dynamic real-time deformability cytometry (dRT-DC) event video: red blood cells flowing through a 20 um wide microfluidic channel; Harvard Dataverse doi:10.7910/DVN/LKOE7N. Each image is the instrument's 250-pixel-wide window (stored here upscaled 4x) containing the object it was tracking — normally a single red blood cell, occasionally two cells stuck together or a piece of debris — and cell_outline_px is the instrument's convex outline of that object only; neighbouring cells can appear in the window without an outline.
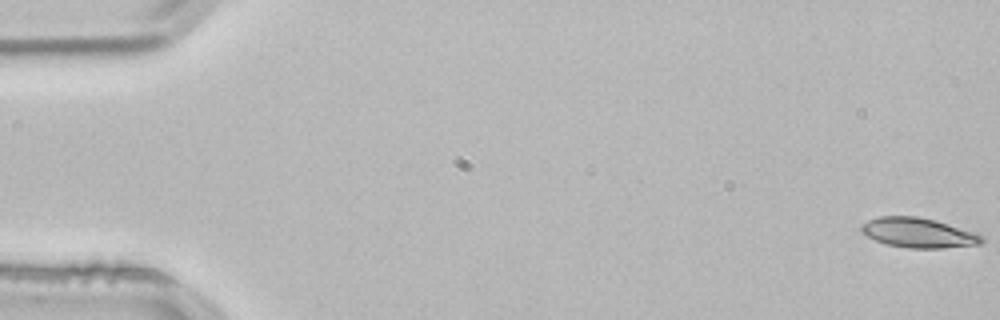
{"species": "common noctule bat (a hibernating species)", "species_latin": "Nyctalus noctula", "temperature_condition": "room temperature", "stored_images_in_passage": 33, "camera_frame_rate_fps": 3000, "um_per_image_px": 0.085, "animal": {"sex": "male", "body_mass_g": 21.5, "forearm_length_mm": 52.0}, "frame": {"image": 1, "passage_image": 1, "time_ms": 0.0, "image_size_px": [1000, 320], "cell_outline_px": [[984, 240], [980, 244], [944, 248], [908, 248], [888, 244], [876, 240], [868, 236], [860, 228], [860, 224], [868, 220], [880, 216], [916, 216], [936, 220], [984, 236]], "centroid_in_image_um": [78.06, 19.78], "position_along_channel_um": 6.9, "area_um2": 20.69}}
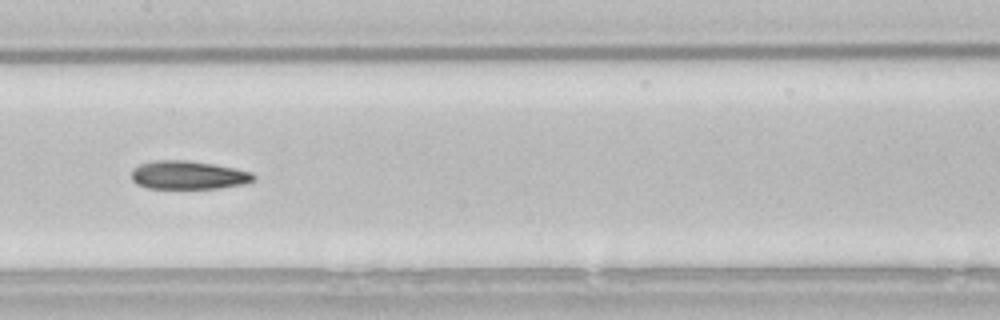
{"frame": {"image": 2, "passage_image": 27, "time_ms": 8.667, "image_size_px": [1000, 320], "cell_outline_px": [[256, 180], [244, 184], [220, 188], [148, 188], [136, 184], [132, 180], [132, 172], [140, 164], [152, 160], [188, 160], [212, 164], [252, 172], [256, 176]], "centroid_in_image_um": [16.02, 14.88], "position_along_channel_um": 191.4, "area_um2": 20.17}}
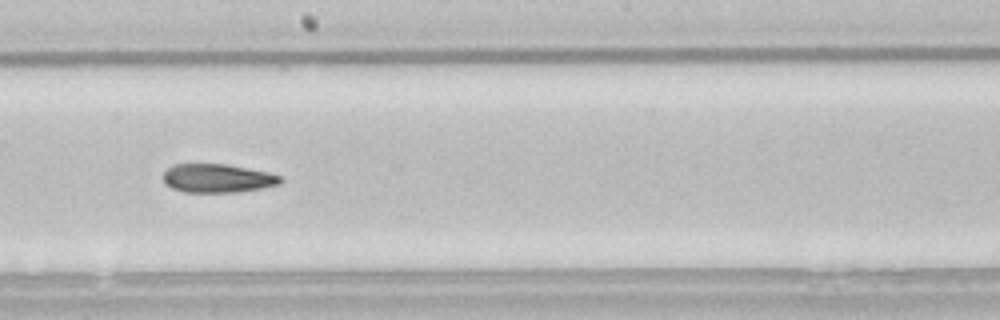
{"frame": {"image": 3, "passage_image": 30, "time_ms": 9.667, "image_size_px": [1000, 320], "cell_outline_px": [[284, 180], [280, 184], [260, 188], [236, 192], [184, 192], [172, 188], [164, 184], [164, 172], [172, 164], [228, 164], [268, 172], [280, 176]], "centroid_in_image_um": [18.48, 15.15], "position_along_channel_um": 229.7, "area_um2": 19.59}}